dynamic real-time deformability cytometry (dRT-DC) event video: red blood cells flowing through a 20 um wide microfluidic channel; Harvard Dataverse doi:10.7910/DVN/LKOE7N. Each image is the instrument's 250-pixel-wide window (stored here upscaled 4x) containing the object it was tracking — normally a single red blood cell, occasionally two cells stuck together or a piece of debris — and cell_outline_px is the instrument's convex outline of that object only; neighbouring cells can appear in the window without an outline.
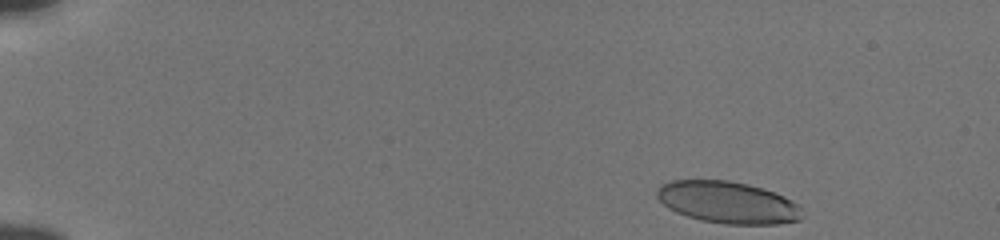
{"species": "human", "species_latin": "Homo sapiens", "temperature_condition": "cold", "stored_images_in_passage": 48, "camera_frame_rate_fps": 3000, "um_per_image_px": 0.085, "donor": {"sex": "male"}, "frame": {"image": 1, "passage_image": 1, "time_ms": 0.0, "image_size_px": [1000, 240], "cell_outline_px": [[804, 216], [800, 220], [780, 224], [724, 224], [700, 220], [676, 212], [668, 208], [656, 196], [656, 192], [660, 184], [672, 180], [728, 180], [748, 184], [784, 196], [800, 204]], "centroid_in_image_um": [61.88, 17.21], "position_along_channel_um": 23.1, "area_um2": 35.66}}
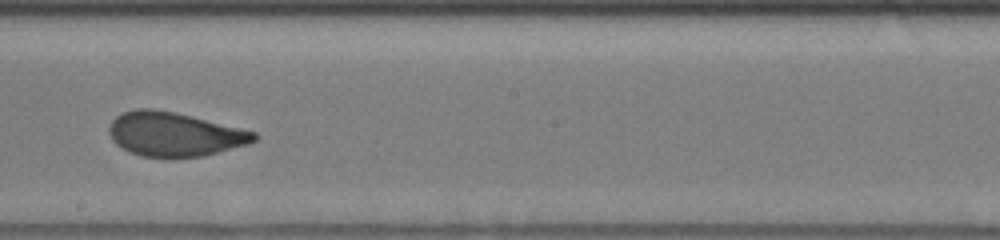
{"frame": {"image": 2, "passage_image": 27, "time_ms": 8.667, "image_size_px": [1000, 240], "cell_outline_px": [[256, 140], [248, 144], [204, 156], [140, 156], [128, 152], [116, 144], [112, 140], [108, 132], [108, 128], [112, 120], [116, 116], [124, 112], [136, 108], [152, 108], [176, 112], [256, 132]], "centroid_in_image_um": [14.79, 11.39], "position_along_channel_um": 233.4, "area_um2": 37.05}}
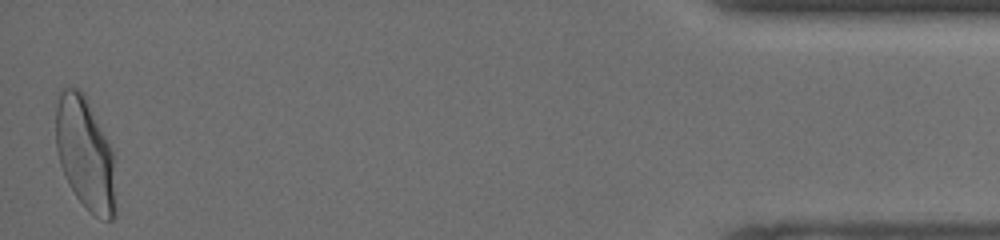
{"frame": {"image": 3, "passage_image": 48, "time_ms": 15.667, "image_size_px": [1000, 240], "cell_outline_px": [[116, 216], [112, 220], [104, 220], [96, 216], [76, 196], [68, 184], [60, 164], [56, 148], [56, 92], [64, 88], [76, 88], [84, 92], [112, 152], [116, 208]], "centroid_in_image_um": [7.21, 13.04], "position_along_channel_um": 428.0, "area_um2": 39.02}, "authors_computed_cell_mechanics": {"area_um2": 37.0209, "velocity_mm_per_s": 3.8316, "shape_relaxation_time_tau1_ms": 3.6481, "shape_relaxation_time_tau2_ms": null, "deformation_change_tau1": 0.1416, "deformation_change_tau2": null}}